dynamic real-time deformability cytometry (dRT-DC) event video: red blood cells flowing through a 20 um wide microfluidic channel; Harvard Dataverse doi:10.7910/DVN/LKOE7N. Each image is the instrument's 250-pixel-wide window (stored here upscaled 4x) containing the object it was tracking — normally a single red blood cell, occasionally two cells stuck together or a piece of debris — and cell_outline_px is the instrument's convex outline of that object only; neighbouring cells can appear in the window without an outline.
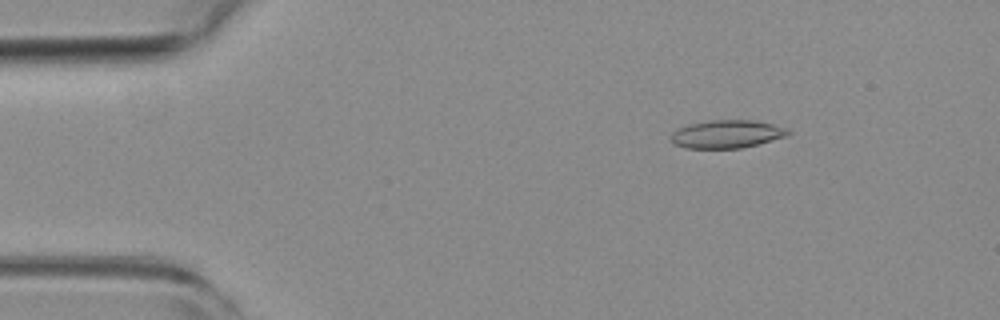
{"species": "common noctule bat (a hibernating species)", "species_latin": "Nyctalus noctula", "temperature_condition": "room temperature", "stored_images_in_passage": 54, "camera_frame_rate_fps": 3000, "um_per_image_px": 0.085, "animal": {"sex": "female", "body_mass_g": 19.3, "forearm_length_mm": 54.1}, "frame": {"image": 1, "passage_image": 8, "time_ms": 2.333, "image_size_px": [1000, 320], "cell_outline_px": [[792, 132], [788, 136], [740, 148], [688, 148], [672, 144], [672, 132], [688, 124], [708, 120], [752, 120], [772, 124], [788, 128]], "centroid_in_image_um": [61.8, 11.39], "position_along_channel_um": 23.2, "area_um2": 19.07}}
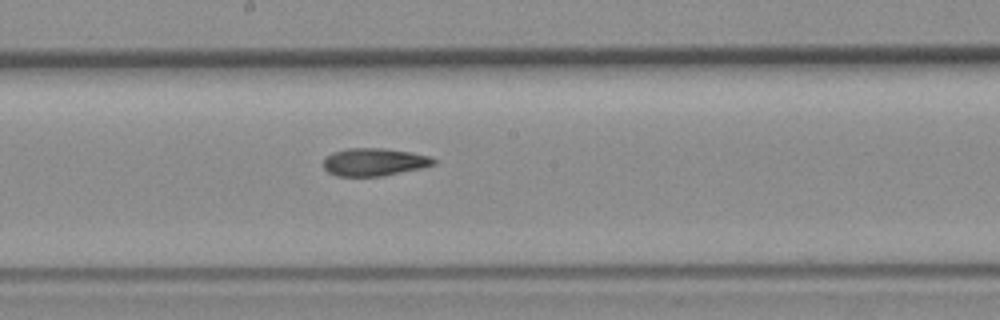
{"frame": {"image": 2, "passage_image": 29, "time_ms": 9.333, "image_size_px": [1000, 320], "cell_outline_px": [[436, 164], [420, 168], [384, 176], [336, 176], [328, 172], [324, 168], [324, 160], [332, 152], [344, 148], [384, 148], [412, 152], [432, 156], [436, 160]], "centroid_in_image_um": [31.83, 13.76], "position_along_channel_um": 216.4, "area_um2": 17.98}}
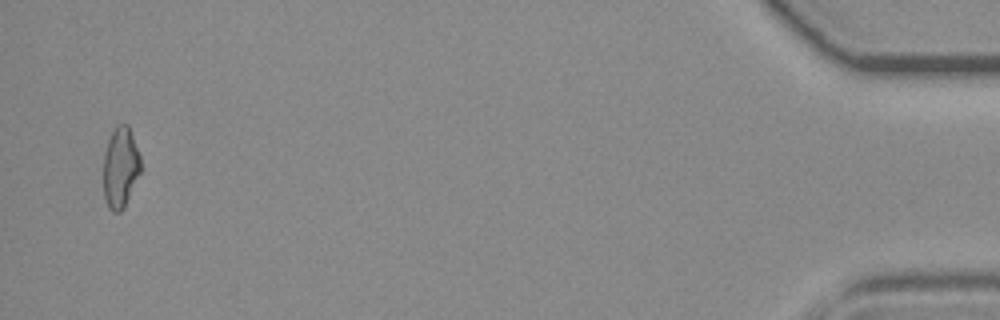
{"frame": {"image": 3, "passage_image": 53, "time_ms": 17.333, "image_size_px": [1000, 320], "cell_outline_px": [[140, 172], [124, 208], [120, 212], [112, 212], [108, 208], [104, 196], [104, 152], [108, 140], [116, 124], [128, 124], [140, 152]], "centroid_in_image_um": [10.24, 14.22], "position_along_channel_um": 425.0, "area_um2": 17.63}, "authors_computed_cell_mechanics": {"area_um2": 18.1781, "velocity_mm_per_s": 3.7819, "shape_relaxation_time_tau1_ms": null, "shape_relaxation_time_tau2_ms": 6.7119, "deformation_change_tau1": null, "deformation_change_tau2": 0.1617}}